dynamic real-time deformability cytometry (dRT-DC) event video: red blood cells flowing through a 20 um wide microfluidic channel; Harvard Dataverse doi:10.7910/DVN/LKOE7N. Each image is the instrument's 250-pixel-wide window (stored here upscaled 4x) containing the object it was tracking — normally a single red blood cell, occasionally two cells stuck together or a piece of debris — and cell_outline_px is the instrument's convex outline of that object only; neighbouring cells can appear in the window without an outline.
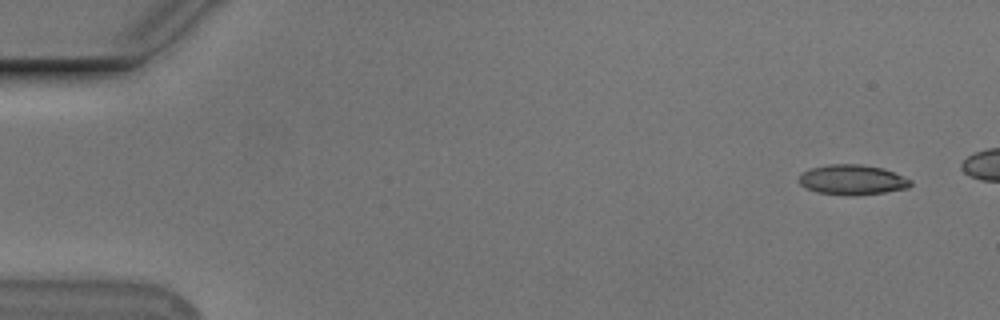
{"species": "Egyptian fruit bat (a non-hibernating species)", "species_latin": "Rousettus aegyptiacus", "temperature_condition": "cold", "stored_images_in_passage": 48, "camera_frame_rate_fps": 3000, "um_per_image_px": 0.085, "animal": {"sex": "male"}, "frame": {"image": 1, "passage_image": 3, "time_ms": 0.667, "image_size_px": [1000, 320], "cell_outline_px": [[912, 184], [908, 188], [884, 192], [852, 196], [844, 196], [816, 192], [800, 184], [800, 172], [812, 168], [828, 164], [860, 164], [884, 168], [912, 180]], "centroid_in_image_um": [72.45, 15.28], "position_along_channel_um": 12.5, "area_um2": 19.65}}
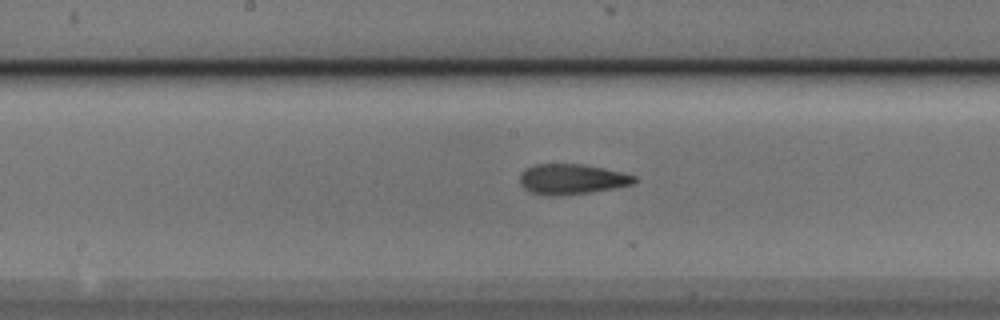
{"frame": {"image": 2, "passage_image": 28, "time_ms": 9.0, "image_size_px": [1000, 320], "cell_outline_px": [[636, 180], [632, 184], [616, 188], [560, 196], [548, 196], [532, 192], [524, 188], [520, 184], [520, 176], [528, 168], [536, 164], [584, 164], [604, 168], [636, 176]], "centroid_in_image_um": [48.61, 15.23], "position_along_channel_um": 199.6, "area_um2": 20.06}}
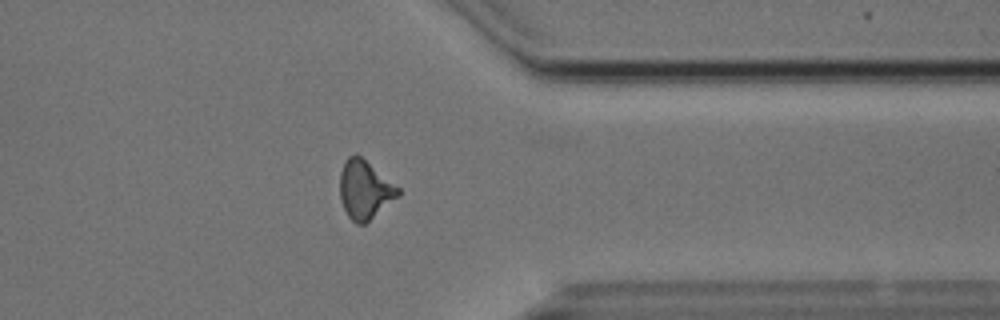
{"frame": {"image": 3, "passage_image": 43, "time_ms": 14.0, "image_size_px": [1000, 320], "cell_outline_px": [[400, 196], [364, 224], [356, 224], [348, 216], [340, 200], [340, 172], [344, 160], [348, 156], [356, 152], [400, 188]], "centroid_in_image_um": [31.0, 16.1], "position_along_channel_um": 380.4, "area_um2": 20.0}}